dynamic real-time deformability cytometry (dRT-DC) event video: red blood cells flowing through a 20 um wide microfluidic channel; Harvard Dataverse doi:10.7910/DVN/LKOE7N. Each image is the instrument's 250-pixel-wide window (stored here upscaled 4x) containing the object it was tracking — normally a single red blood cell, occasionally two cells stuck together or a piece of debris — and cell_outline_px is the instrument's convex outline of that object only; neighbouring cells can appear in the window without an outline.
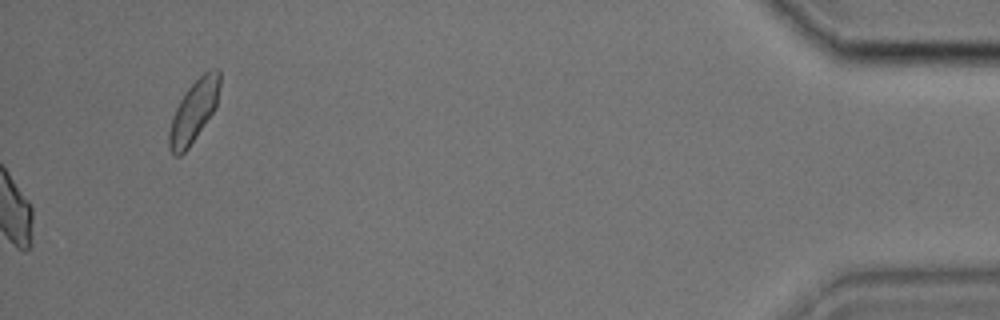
{"species": "common noctule bat (a hibernating species)", "species_latin": "Nyctalus noctula", "temperature_condition": "cold", "stored_images_in_passage": 37, "camera_frame_rate_fps": 3000, "um_per_image_px": 0.085, "animal": {"sex": "male", "body_mass_g": 17.9, "forearm_length_mm": 54.2}, "frame": {"image": 1, "passage_image": 37, "time_ms": 12.0, "image_size_px": [1000, 320], "cell_outline_px": [[220, 84], [216, 108], [188, 148], [180, 156], [176, 156], [168, 148], [168, 132], [176, 108], [184, 92], [208, 68], [220, 68]], "centroid_in_image_um": [16.49, 9.43], "position_along_channel_um": 418.7, "area_um2": 18.26}}